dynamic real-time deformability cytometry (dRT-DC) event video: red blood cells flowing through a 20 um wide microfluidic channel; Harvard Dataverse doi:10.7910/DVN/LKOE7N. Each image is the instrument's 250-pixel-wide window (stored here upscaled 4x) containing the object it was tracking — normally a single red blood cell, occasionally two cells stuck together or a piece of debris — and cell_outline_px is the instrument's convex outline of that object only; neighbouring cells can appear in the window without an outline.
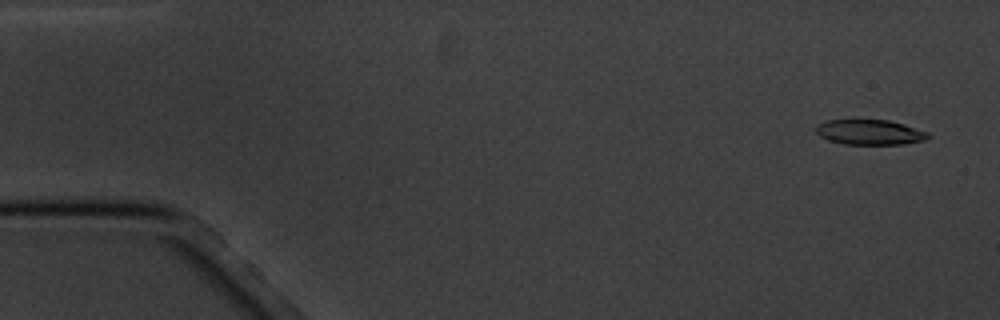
{"species": "common noctule bat (a hibernating species)", "species_latin": "Nyctalus noctula", "temperature_condition": "cold", "stored_images_in_passage": 4, "camera_frame_rate_fps": 3000, "um_per_image_px": 0.085, "animal": {"sex": "male", "body_mass_g": 20.1, "forearm_length_mm": 53.5}, "frame": {"image": 1, "passage_image": 1, "time_ms": 0.0, "image_size_px": [1000, 320], "cell_outline_px": [[932, 136], [924, 140], [900, 144], [844, 144], [828, 140], [820, 136], [816, 132], [816, 124], [828, 120], [888, 120], [904, 124], [928, 132]], "centroid_in_image_um": [73.92, 11.23], "position_along_channel_um": 11.1, "area_um2": 16.36}}
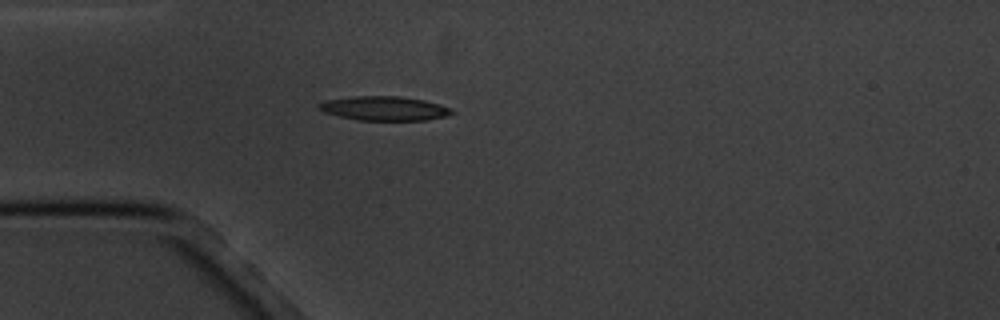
{"frame": {"image": 2, "passage_image": 4, "time_ms": 4.333, "image_size_px": [1000, 320], "cell_outline_px": [[456, 112], [444, 116], [428, 120], [356, 120], [324, 112], [316, 104], [328, 100], [352, 96], [400, 96], [424, 100], [452, 108]], "centroid_in_image_um": [32.69, 9.21], "position_along_channel_um": 52.3, "area_um2": 18.67}}